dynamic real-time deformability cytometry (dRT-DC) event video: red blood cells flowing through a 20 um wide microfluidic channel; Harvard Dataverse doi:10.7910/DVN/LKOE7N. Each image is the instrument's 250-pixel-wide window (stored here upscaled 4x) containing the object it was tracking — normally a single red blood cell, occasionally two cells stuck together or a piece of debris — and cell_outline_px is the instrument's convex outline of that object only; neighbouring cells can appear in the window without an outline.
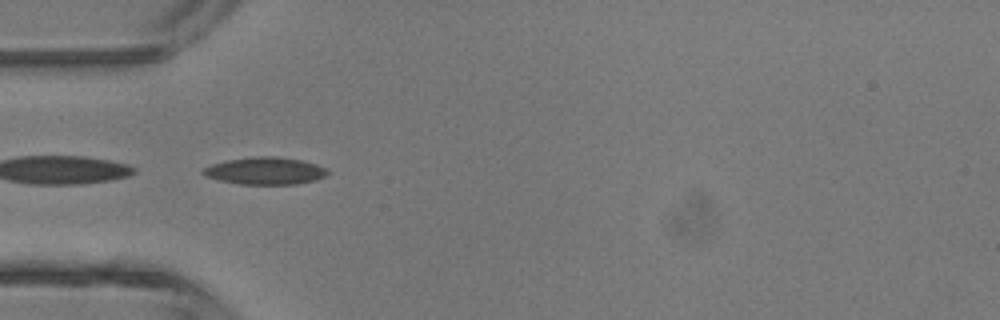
{"species": "common noctule bat (a hibernating species)", "species_latin": "Nyctalus noctula", "temperature_condition": "room temperature", "stored_images_in_passage": 4, "camera_frame_rate_fps": 3000, "um_per_image_px": 0.085, "animal": {"sex": "male", "body_mass_g": 13.3}, "frame": {"image": 1, "passage_image": 4, "time_ms": 3.333, "image_size_px": [1000, 320], "cell_outline_px": [[328, 172], [324, 176], [316, 180], [296, 184], [240, 184], [220, 180], [204, 176], [200, 172], [204, 168], [212, 164], [228, 160], [256, 156], [276, 156], [300, 160], [316, 164], [324, 168]], "centroid_in_image_um": [22.51, 14.52], "position_along_channel_um": 62.5, "area_um2": 19.59}}